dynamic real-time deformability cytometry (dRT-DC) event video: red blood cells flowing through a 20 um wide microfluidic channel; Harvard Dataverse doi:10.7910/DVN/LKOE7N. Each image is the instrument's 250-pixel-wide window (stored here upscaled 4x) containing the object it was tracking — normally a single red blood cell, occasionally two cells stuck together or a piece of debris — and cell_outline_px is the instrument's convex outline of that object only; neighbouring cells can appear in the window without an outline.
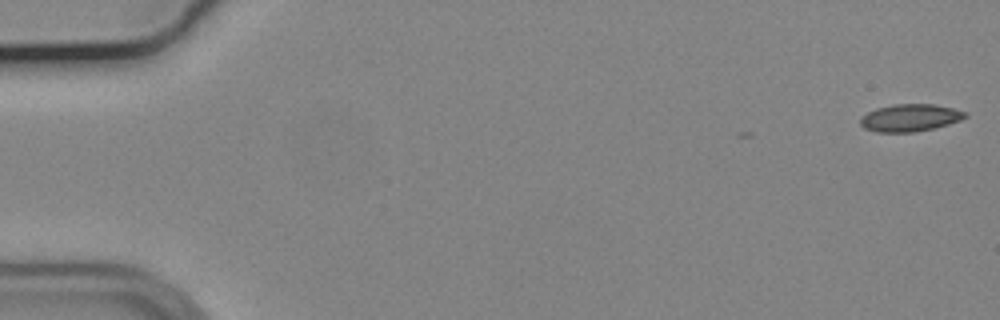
{"species": "common noctule bat (a hibernating species)", "species_latin": "Nyctalus noctula", "temperature_condition": "cold", "stored_images_in_passage": 3, "camera_frame_rate_fps": 3000, "um_per_image_px": 0.085, "animal": {"sex": "male", "body_mass_g": 19.2, "forearm_length_mm": 51.8}, "frame": {"image": 1, "passage_image": 1, "time_ms": 0.0, "image_size_px": [1000, 320], "cell_outline_px": [[968, 116], [960, 120], [948, 124], [916, 132], [876, 132], [864, 128], [860, 124], [860, 116], [876, 108], [892, 104], [936, 104], [968, 112]], "centroid_in_image_um": [77.34, 10.0], "position_along_channel_um": 7.7, "area_um2": 16.82}}